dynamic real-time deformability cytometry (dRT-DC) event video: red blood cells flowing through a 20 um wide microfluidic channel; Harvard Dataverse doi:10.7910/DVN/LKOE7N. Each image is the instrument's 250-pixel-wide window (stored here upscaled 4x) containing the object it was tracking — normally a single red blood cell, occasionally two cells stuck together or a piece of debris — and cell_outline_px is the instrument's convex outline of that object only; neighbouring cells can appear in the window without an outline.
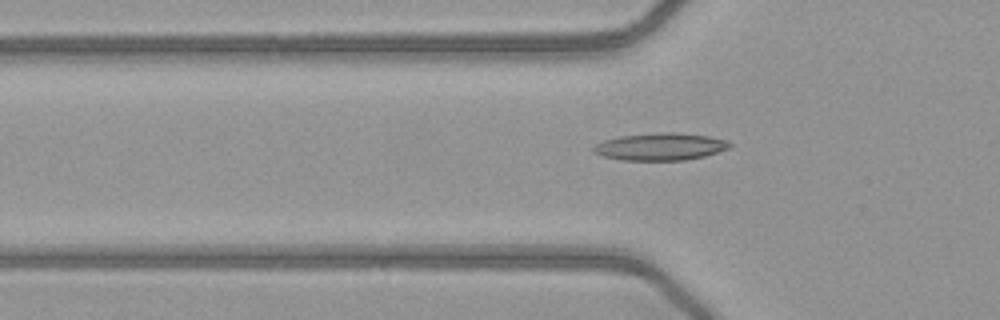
{"species": "common noctule bat (a hibernating species)", "species_latin": "Nyctalus noctula", "temperature_condition": "warm", "stored_images_in_passage": 46, "camera_frame_rate_fps": 3000, "um_per_image_px": 0.085, "animal": {"sex": "female", "body_mass_g": 21.9}, "frame": {"image": 1, "passage_image": 14, "time_ms": 4.333, "image_size_px": [1000, 320], "cell_outline_px": [[732, 148], [704, 156], [684, 160], [620, 160], [604, 156], [592, 152], [592, 148], [596, 144], [604, 140], [620, 136], [656, 132], [676, 132], [708, 136], [728, 140], [732, 144]], "centroid_in_image_um": [56.15, 12.46], "position_along_channel_um": 69.6, "area_um2": 21.85}}
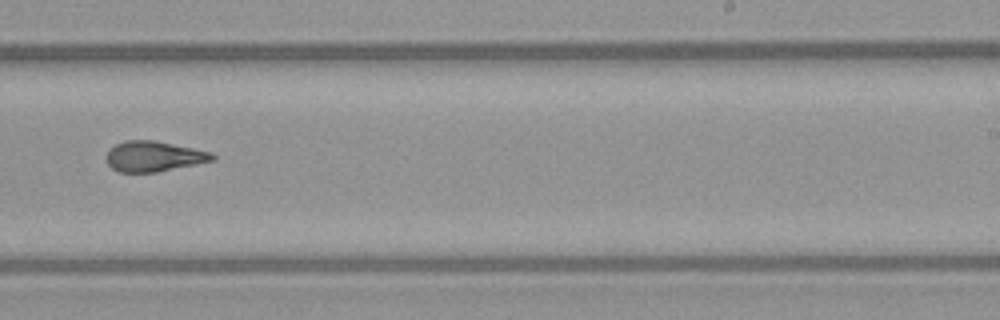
{"frame": {"image": 2, "passage_image": 29, "time_ms": 9.333, "image_size_px": [1000, 320], "cell_outline_px": [[216, 160], [156, 172], [120, 172], [112, 168], [108, 164], [108, 152], [116, 144], [124, 140], [152, 140], [212, 152], [216, 156]], "centroid_in_image_um": [13.11, 13.29], "position_along_channel_um": 275.9, "area_um2": 18.5}}
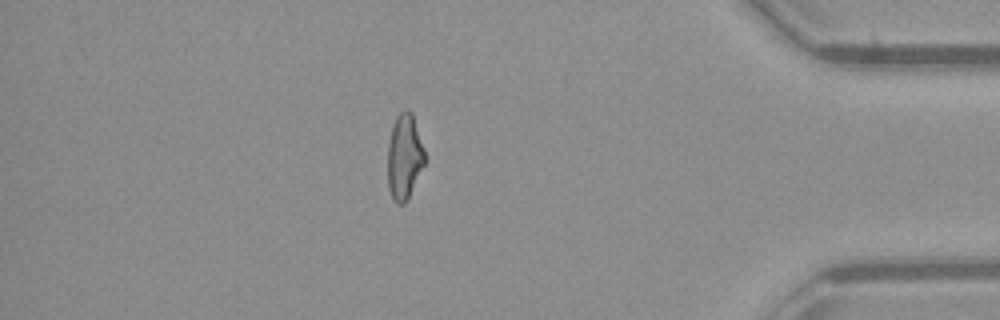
{"frame": {"image": 3, "passage_image": 41, "time_ms": 13.333, "image_size_px": [1000, 320], "cell_outline_px": [[428, 160], [408, 200], [404, 204], [396, 204], [388, 188], [388, 144], [392, 124], [396, 116], [404, 108], [408, 108], [412, 112]], "centroid_in_image_um": [34.41, 13.33], "position_along_channel_um": 400.8, "area_um2": 19.13}}